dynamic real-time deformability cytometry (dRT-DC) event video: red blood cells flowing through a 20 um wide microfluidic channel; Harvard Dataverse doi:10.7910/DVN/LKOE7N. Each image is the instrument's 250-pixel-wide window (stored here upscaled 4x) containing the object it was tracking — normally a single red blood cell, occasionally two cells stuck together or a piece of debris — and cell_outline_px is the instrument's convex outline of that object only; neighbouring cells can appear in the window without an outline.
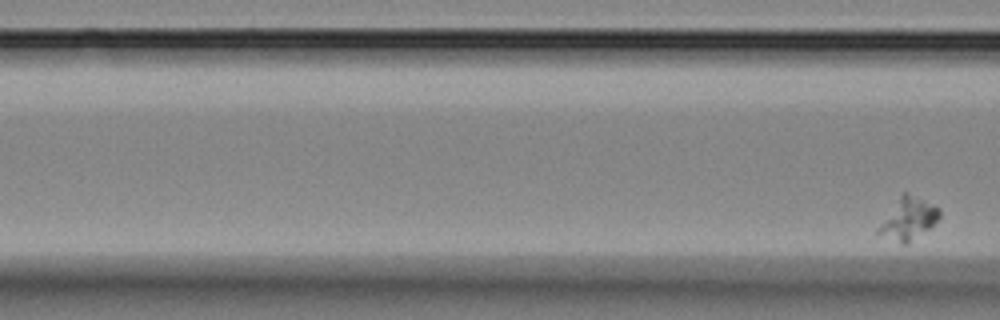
{"species": "Egyptian fruit bat (a non-hibernating species)", "species_latin": "Rousettus aegyptiacus", "temperature_condition": "room temperature", "stored_images_in_passage": 5, "segment_of_instrument_passage": [2, 2], "camera_frame_rate_fps": 3000, "um_per_image_px": 0.085, "animal": {"sex": "female"}, "frame": {"image": 1, "passage_image": 5, "time_ms": 5.667, "image_size_px": [1000, 320], "cell_outline_px": [[940, 216], [932, 228], [908, 244], [900, 244], [876, 232], [876, 228], [900, 196], [904, 192], [908, 192], [940, 208]], "centroid_in_image_um": [77.23, 18.63], "position_along_channel_um": 89.4, "area_um2": 14.97}}